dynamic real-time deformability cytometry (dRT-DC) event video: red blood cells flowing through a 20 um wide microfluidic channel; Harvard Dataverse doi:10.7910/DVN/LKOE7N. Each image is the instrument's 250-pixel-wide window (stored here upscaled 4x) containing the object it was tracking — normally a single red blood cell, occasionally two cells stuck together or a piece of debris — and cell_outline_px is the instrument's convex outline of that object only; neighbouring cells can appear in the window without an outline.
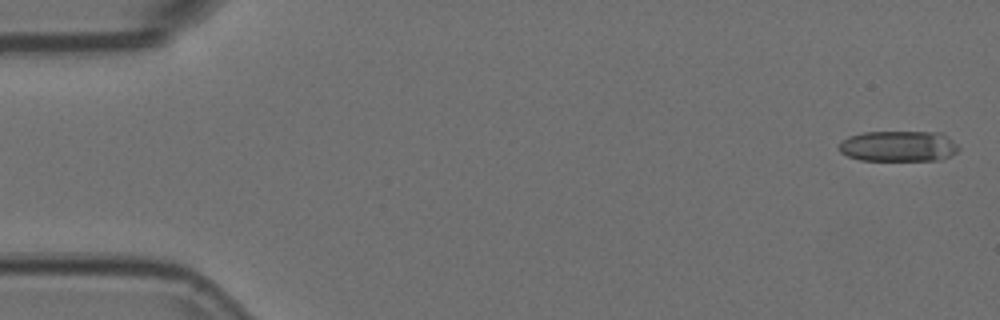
{"species": "Egyptian fruit bat (a non-hibernating species)", "species_latin": "Rousettus aegyptiacus", "temperature_condition": "room temperature", "stored_images_in_passage": 6, "camera_frame_rate_fps": 3000, "um_per_image_px": 0.085, "animal": {"sex": "female"}, "frame": {"image": 1, "passage_image": 1, "time_ms": 0.0, "image_size_px": [1000, 320], "cell_outline_px": [[960, 148], [956, 152], [940, 160], [860, 160], [848, 156], [840, 152], [840, 140], [848, 136], [864, 132], [940, 132], [948, 136]], "centroid_in_image_um": [76.36, 12.42], "position_along_channel_um": 8.6, "area_um2": 21.44}}
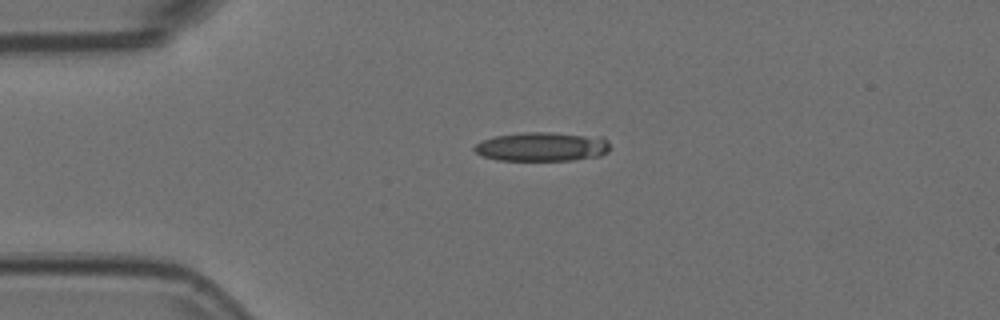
{"frame": {"image": 2, "passage_image": 4, "time_ms": 1.0, "image_size_px": [1000, 320], "cell_outline_px": [[608, 152], [600, 156], [572, 160], [496, 160], [484, 156], [476, 152], [472, 148], [476, 144], [484, 140], [496, 136], [524, 132], [552, 132], [604, 136], [608, 140]], "centroid_in_image_um": [46.13, 12.46], "position_along_channel_um": 38.9, "area_um2": 23.12}}